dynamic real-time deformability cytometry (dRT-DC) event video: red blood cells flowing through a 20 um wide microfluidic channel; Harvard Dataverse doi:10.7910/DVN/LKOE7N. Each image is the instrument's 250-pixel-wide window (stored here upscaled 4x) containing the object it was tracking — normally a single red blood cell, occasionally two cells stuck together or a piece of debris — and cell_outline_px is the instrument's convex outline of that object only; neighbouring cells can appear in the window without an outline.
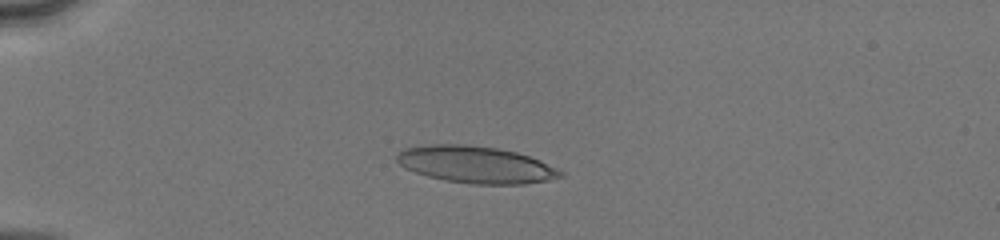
{"species": "human", "species_latin": "Homo sapiens", "temperature_condition": "cold", "stored_images_in_passage": 51, "camera_frame_rate_fps": 3000, "um_per_image_px": 0.085, "donor": {"sex": "male"}, "frame": {"image": 1, "passage_image": 15, "time_ms": 4.667, "image_size_px": [1000, 240], "cell_outline_px": [[564, 176], [548, 180], [524, 184], [472, 184], [444, 180], [428, 176], [404, 168], [396, 160], [396, 152], [404, 148], [428, 144], [468, 144], [496, 148], [516, 152], [540, 160], [564, 172]], "centroid_in_image_um": [40.42, 13.99], "position_along_channel_um": 44.6, "area_um2": 35.32}}
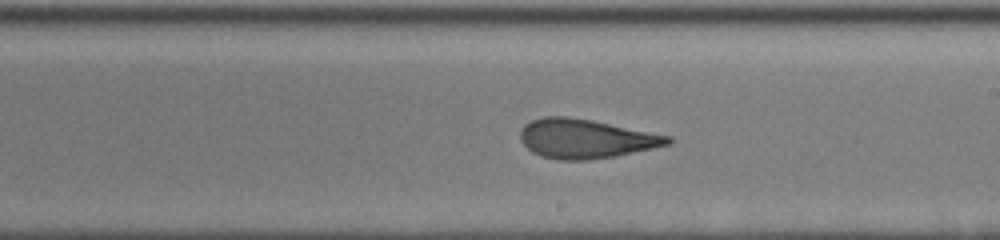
{"frame": {"image": 2, "passage_image": 32, "time_ms": 10.333, "image_size_px": [1000, 240], "cell_outline_px": [[672, 144], [616, 156], [584, 160], [556, 160], [540, 156], [532, 152], [520, 140], [520, 128], [524, 124], [532, 120], [544, 116], [568, 116], [592, 120], [672, 136]], "centroid_in_image_um": [49.77, 11.79], "position_along_channel_um": 239.2, "area_um2": 33.93}}
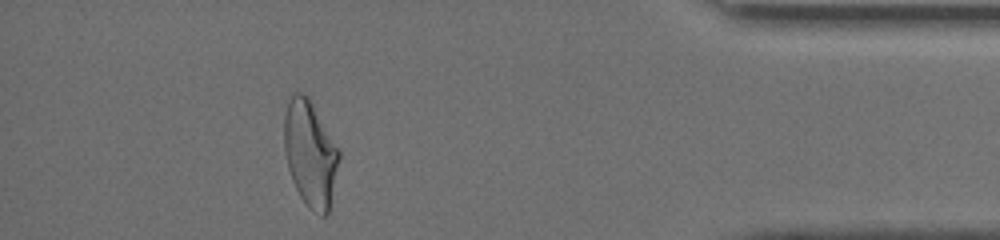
{"frame": {"image": 3, "passage_image": 47, "time_ms": 15.333, "image_size_px": [1000, 240], "cell_outline_px": [[340, 156], [328, 212], [324, 216], [320, 216], [308, 208], [300, 196], [292, 180], [288, 168], [284, 152], [284, 116], [288, 100], [292, 92], [300, 92], [308, 96], [340, 148]], "centroid_in_image_um": [26.36, 13.02], "position_along_channel_um": 408.8, "area_um2": 34.1}, "authors_computed_cell_mechanics": {"area_um2": 34.102, "velocity_mm_per_s": 4.1412, "shape_relaxation_time_tau1_ms": 5.2441, "shape_relaxation_time_tau2_ms": 1.6297, "deformation_change_tau1": 0.2009, "deformation_change_tau2": 0.1037}}